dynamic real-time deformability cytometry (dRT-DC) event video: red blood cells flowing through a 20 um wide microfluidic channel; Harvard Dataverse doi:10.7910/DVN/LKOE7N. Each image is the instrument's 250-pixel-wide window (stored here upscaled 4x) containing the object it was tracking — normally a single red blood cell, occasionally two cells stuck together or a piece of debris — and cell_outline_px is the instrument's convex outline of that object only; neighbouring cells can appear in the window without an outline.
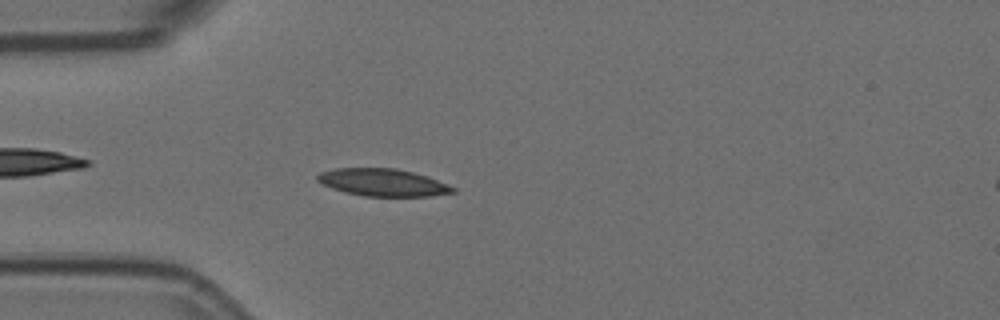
{"species": "Egyptian fruit bat (a non-hibernating species)", "species_latin": "Rousettus aegyptiacus", "temperature_condition": "room temperature", "stored_images_in_passage": 47, "camera_frame_rate_fps": 3000, "um_per_image_px": 0.085, "animal": {"sex": "female"}, "frame": {"image": 1, "passage_image": 6, "time_ms": 1.667, "image_size_px": [1000, 320], "cell_outline_px": [[456, 192], [428, 196], [364, 196], [344, 192], [332, 188], [316, 180], [316, 176], [320, 172], [336, 168], [396, 168], [412, 172], [436, 180], [456, 188]], "centroid_in_image_um": [32.5, 15.51], "position_along_channel_um": 52.5, "area_um2": 21.39}}
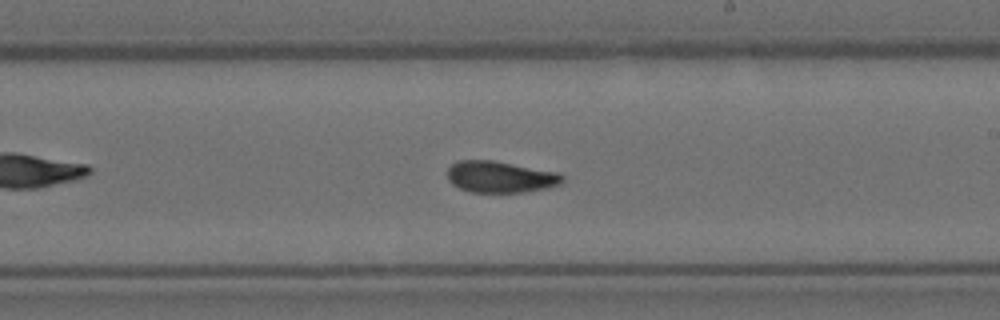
{"frame": {"image": 2, "passage_image": 23, "time_ms": 7.333, "image_size_px": [1000, 320], "cell_outline_px": [[564, 180], [560, 184], [544, 188], [524, 192], [468, 192], [452, 184], [448, 180], [448, 168], [456, 160], [492, 160], [560, 172], [564, 176]], "centroid_in_image_um": [42.52, 15.03], "position_along_channel_um": 246.5, "area_um2": 21.21}}
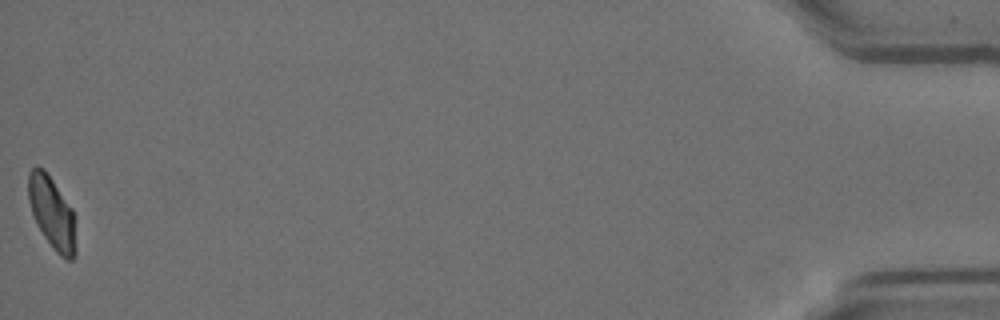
{"frame": {"image": 3, "passage_image": 47, "time_ms": 15.333, "image_size_px": [1000, 320], "cell_outline_px": [[76, 256], [72, 260], [68, 260], [60, 256], [56, 252], [44, 236], [32, 212], [28, 200], [28, 172], [36, 164], [44, 168], [72, 208], [76, 248]], "centroid_in_image_um": [4.41, 18.06], "position_along_channel_um": 430.8, "area_um2": 19.83}, "authors_computed_cell_mechanics": {"area_um2": 21.2126, "velocity_mm_per_s": 3.5614, "shape_relaxation_time_tau1_ms": 10.5137, "shape_relaxation_time_tau2_ms": 2.6766, "deformation_change_tau1": 0.2175, "deformation_change_tau2": 0.0672}}